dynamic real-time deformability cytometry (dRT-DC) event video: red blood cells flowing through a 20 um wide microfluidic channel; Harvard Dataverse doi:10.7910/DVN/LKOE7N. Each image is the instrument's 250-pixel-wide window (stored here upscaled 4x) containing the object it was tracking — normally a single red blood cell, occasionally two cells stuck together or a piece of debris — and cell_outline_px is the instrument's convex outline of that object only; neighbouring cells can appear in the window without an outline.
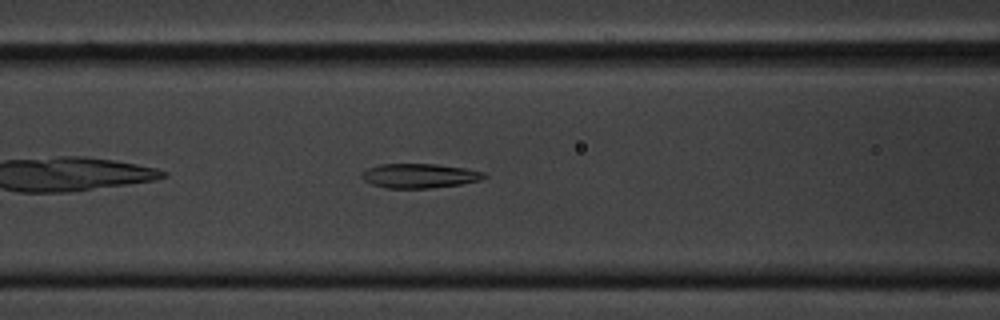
{"species": "common noctule bat (a hibernating species)", "species_latin": "Nyctalus noctula", "temperature_condition": "cold", "stored_images_in_passage": 38, "camera_frame_rate_fps": 3000, "um_per_image_px": 0.085, "animal": {"sex": "male", "body_mass_g": 20.1, "forearm_length_mm": 53.5}, "frame": {"image": 1, "passage_image": 9, "time_ms": 2.667, "image_size_px": [1000, 320], "cell_outline_px": [[488, 176], [480, 180], [460, 184], [428, 188], [384, 188], [372, 184], [364, 180], [360, 176], [368, 168], [380, 164], [436, 164], [464, 168], [484, 172]], "centroid_in_image_um": [35.65, 14.94], "position_along_channel_um": 130.9, "area_um2": 17.28}}
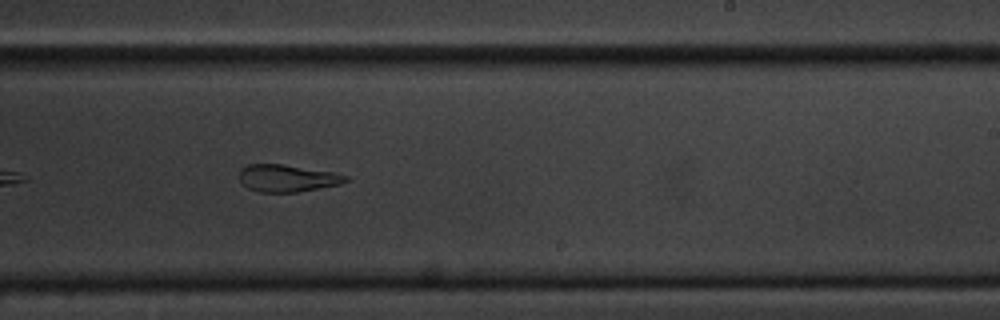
{"frame": {"image": 2, "passage_image": 21, "time_ms": 6.667, "image_size_px": [1000, 320], "cell_outline_px": [[352, 180], [340, 184], [296, 192], [260, 192], [248, 188], [240, 180], [240, 168], [248, 164], [280, 164], [332, 172], [348, 176]], "centroid_in_image_um": [24.43, 15.14], "position_along_channel_um": 264.6, "area_um2": 16.7}}
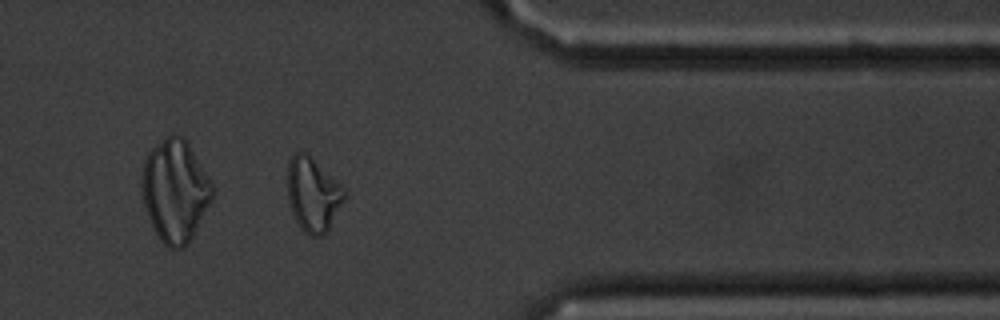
{"frame": {"image": 3, "passage_image": 33, "time_ms": 10.667, "image_size_px": [1000, 320], "cell_outline_px": [[348, 196], [328, 228], [320, 236], [308, 236], [300, 228], [292, 212], [288, 200], [288, 160], [296, 152], [304, 152], [336, 180], [348, 192]], "centroid_in_image_um": [26.61, 16.55], "position_along_channel_um": 384.8, "area_um2": 24.28}, "authors_computed_cell_mechanics": {"area_um2": 17.629, "velocity_mm_per_s": 3.3499, "shape_relaxation_time_tau1_ms": 7.7754, "shape_relaxation_time_tau2_ms": 5.6472, "deformation_change_tau1": 0.2328, "deformation_change_tau2": 0.1719}}